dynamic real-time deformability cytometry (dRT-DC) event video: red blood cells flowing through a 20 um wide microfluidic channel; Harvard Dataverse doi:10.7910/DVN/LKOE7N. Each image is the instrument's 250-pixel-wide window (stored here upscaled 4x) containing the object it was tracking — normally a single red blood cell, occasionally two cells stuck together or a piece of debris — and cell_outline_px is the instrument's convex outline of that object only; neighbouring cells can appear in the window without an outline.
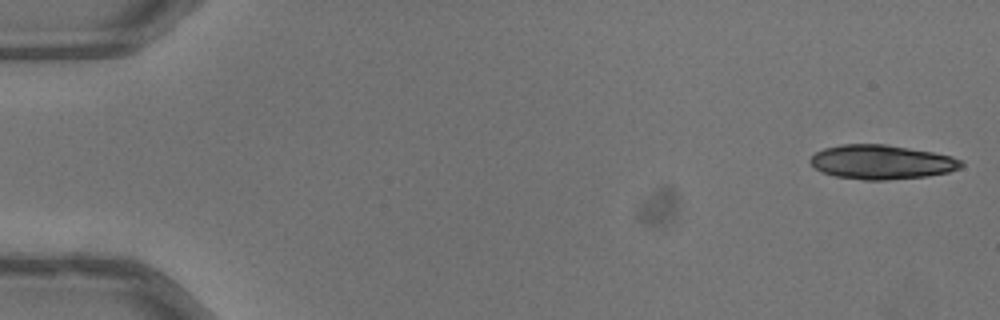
{"species": "common noctule bat (a hibernating species)", "species_latin": "Nyctalus noctula", "temperature_condition": "warm", "stored_images_in_passage": 18, "camera_frame_rate_fps": 3000, "um_per_image_px": 0.085, "animal": {"sex": "male", "body_mass_g": 13.3}, "frame": {"image": 1, "passage_image": 1, "time_ms": 0.0, "image_size_px": [1000, 320], "cell_outline_px": [[964, 164], [960, 168], [948, 172], [924, 176], [888, 180], [864, 180], [836, 176], [820, 172], [808, 160], [816, 152], [824, 148], [840, 144], [884, 144], [932, 152], [952, 156], [964, 160]], "centroid_in_image_um": [74.93, 13.77], "position_along_channel_um": 10.1, "area_um2": 30.11}}
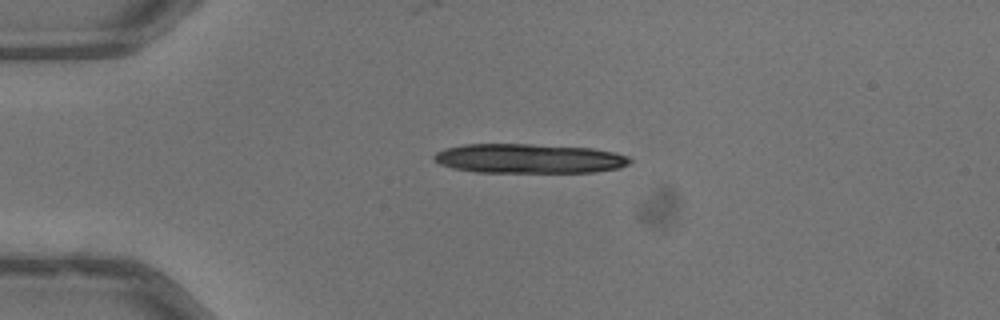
{"frame": {"image": 2, "passage_image": 12, "time_ms": 3.667, "image_size_px": [1000, 320], "cell_outline_px": [[632, 160], [628, 164], [620, 168], [592, 172], [476, 172], [452, 168], [440, 164], [432, 160], [432, 156], [436, 152], [444, 148], [464, 144], [532, 144], [592, 148], [616, 152], [628, 156]], "centroid_in_image_um": [44.94, 13.47], "position_along_channel_um": 40.1, "area_um2": 33.87}}